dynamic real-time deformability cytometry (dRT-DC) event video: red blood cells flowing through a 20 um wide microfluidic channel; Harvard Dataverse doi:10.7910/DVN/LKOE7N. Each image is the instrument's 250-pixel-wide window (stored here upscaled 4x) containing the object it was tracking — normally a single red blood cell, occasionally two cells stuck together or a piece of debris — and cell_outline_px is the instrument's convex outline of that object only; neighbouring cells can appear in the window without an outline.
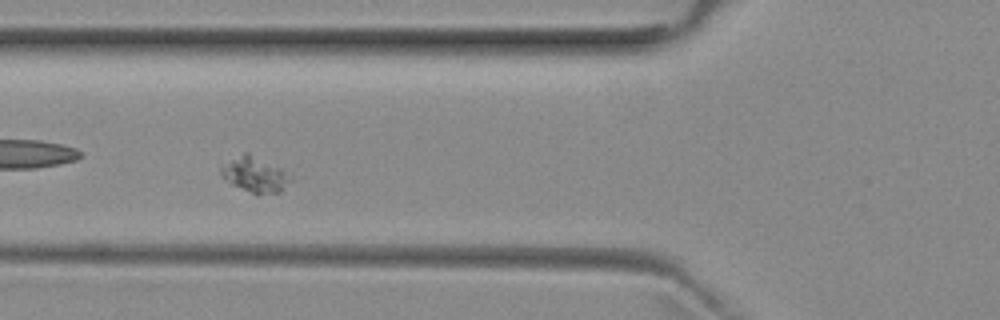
{"species": "common noctule bat (a hibernating species)", "species_latin": "Nyctalus noctula", "temperature_condition": "room temperature", "stored_images_in_passage": 45, "segment_of_instrument_passage": [1, 2], "camera_frame_rate_fps": 3000, "um_per_image_px": 0.085, "animal": {"sex": "female", "body_mass_g": 29.2, "forearm_length_mm": 56.3}, "frame": {"image": 1, "passage_image": 10, "time_ms": 3.0, "image_size_px": [1000, 320], "cell_outline_px": [[296, 180], [280, 192], [256, 196], [232, 184], [220, 176], [220, 164], [244, 152], [248, 152], [280, 168]], "centroid_in_image_um": [21.67, 14.86], "position_along_channel_um": 104.1, "area_um2": 14.8}}
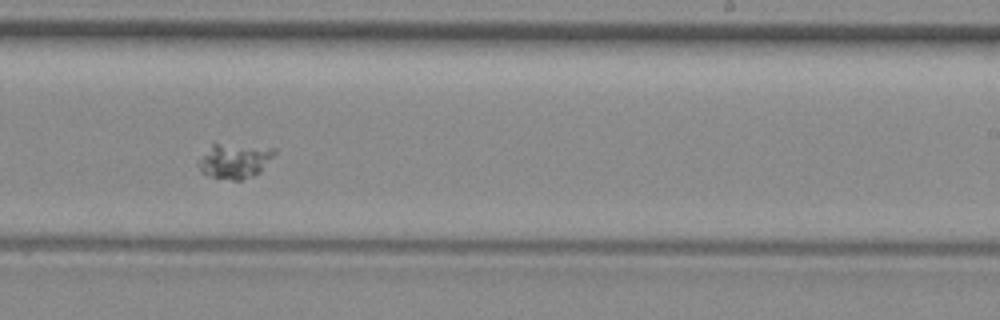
{"frame": {"image": 2, "passage_image": 23, "time_ms": 7.333, "image_size_px": [1000, 320], "cell_outline_px": [[276, 152], [260, 172], [252, 176], [240, 180], [232, 180], [212, 176], [200, 172], [196, 164], [212, 144], [216, 144], [276, 148]], "centroid_in_image_um": [19.94, 13.69], "position_along_channel_um": 269.1, "area_um2": 15.03}}
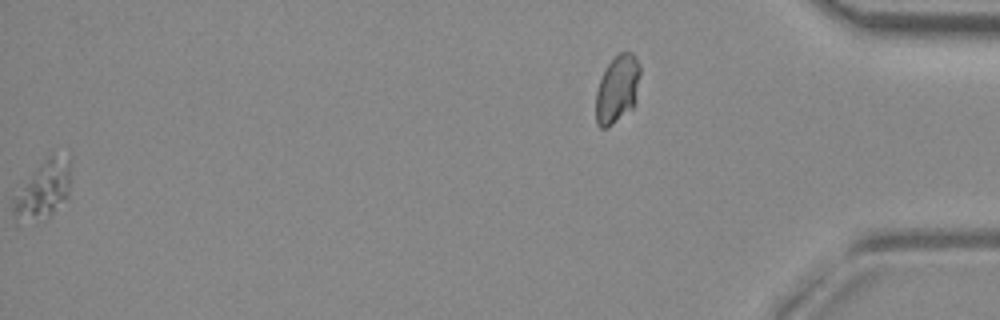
{"frame": {"image": 3, "passage_image": 44, "time_ms": 14.333, "image_size_px": [1000, 320], "cell_outline_px": [[72, 156], [68, 200], [52, 216], [36, 224], [16, 224], [12, 212], [12, 196], [48, 156]], "centroid_in_image_um": [3.67, 16.27], "position_along_channel_um": 431.5, "area_um2": 20.46}}